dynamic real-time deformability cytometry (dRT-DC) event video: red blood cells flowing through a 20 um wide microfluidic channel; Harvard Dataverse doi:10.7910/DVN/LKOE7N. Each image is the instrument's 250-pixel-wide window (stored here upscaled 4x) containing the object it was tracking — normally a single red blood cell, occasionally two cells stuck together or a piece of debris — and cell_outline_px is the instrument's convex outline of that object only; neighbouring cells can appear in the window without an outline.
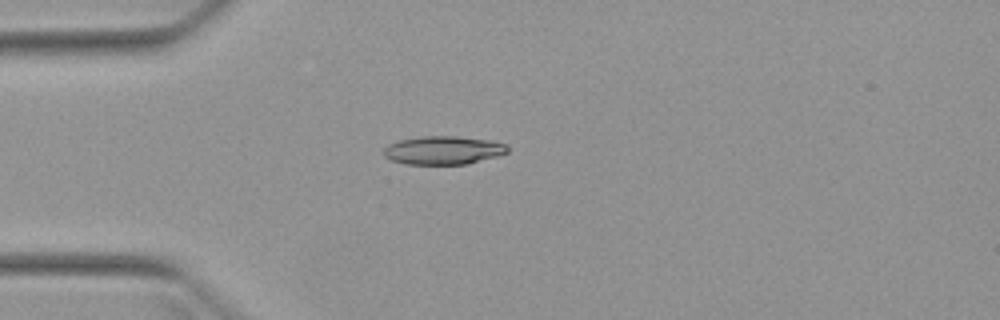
{"species": "Egyptian fruit bat (a non-hibernating species)", "species_latin": "Rousettus aegyptiacus", "temperature_condition": "warm", "stored_images_in_passage": 5, "camera_frame_rate_fps": 3000, "um_per_image_px": 0.085, "animal": {"sex": "female"}, "frame": {"image": 1, "passage_image": 3, "time_ms": 2.667, "image_size_px": [1000, 320], "cell_outline_px": [[508, 152], [496, 156], [468, 164], [404, 164], [392, 160], [384, 156], [384, 148], [388, 144], [400, 140], [424, 136], [456, 136], [488, 140], [508, 144]], "centroid_in_image_um": [37.68, 12.77], "position_along_channel_um": 47.3, "area_um2": 20.4}}
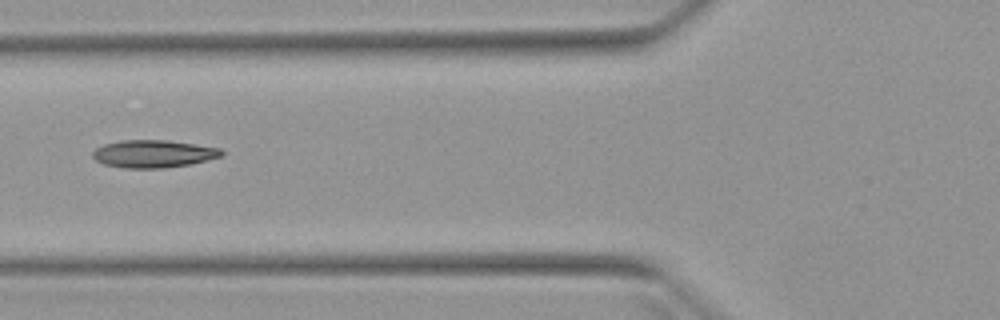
{"frame": {"image": 2, "passage_image": 5, "time_ms": 4.667, "image_size_px": [1000, 320], "cell_outline_px": [[224, 156], [188, 164], [164, 168], [124, 168], [104, 164], [96, 160], [92, 156], [92, 152], [96, 148], [104, 144], [120, 140], [168, 140], [220, 148], [224, 152]], "centroid_in_image_um": [13.03, 13.07], "position_along_channel_um": 112.8, "area_um2": 20.69}}